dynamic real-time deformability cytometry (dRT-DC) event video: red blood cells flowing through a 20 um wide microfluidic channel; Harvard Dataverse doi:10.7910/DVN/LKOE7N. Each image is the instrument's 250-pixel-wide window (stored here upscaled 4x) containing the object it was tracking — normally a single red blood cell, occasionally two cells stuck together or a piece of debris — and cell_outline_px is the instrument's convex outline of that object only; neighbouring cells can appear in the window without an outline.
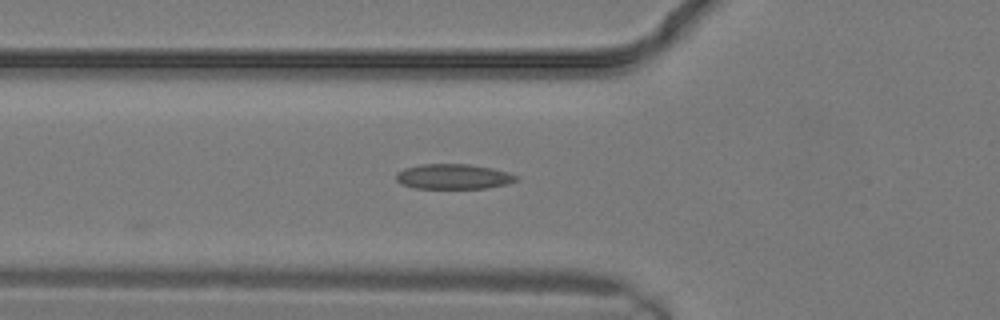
{"species": "common noctule bat (a hibernating species)", "species_latin": "Nyctalus noctula", "temperature_condition": "warm", "stored_images_in_passage": 4, "camera_frame_rate_fps": 3000, "um_per_image_px": 0.085, "animal": {"sex": "male", "body_mass_g": 19.2, "forearm_length_mm": 51.8}, "frame": {"image": 1, "passage_image": 2, "time_ms": 0.333, "image_size_px": [1000, 320], "cell_outline_px": [[520, 176], [516, 180], [504, 184], [488, 188], [416, 188], [400, 184], [396, 180], [396, 172], [404, 168], [420, 164], [468, 164], [492, 168], [508, 172]], "centroid_in_image_um": [38.51, 15.0], "position_along_channel_um": 87.3, "area_um2": 17.57}}
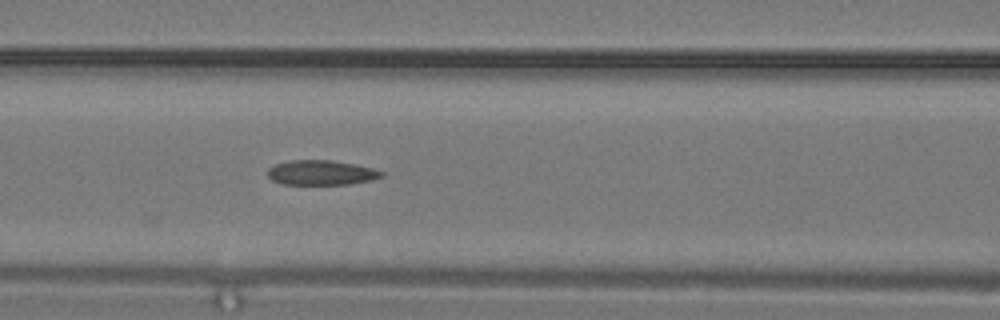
{"frame": {"image": 2, "passage_image": 4, "time_ms": 1.0, "image_size_px": [1000, 320], "cell_outline_px": [[384, 176], [372, 180], [348, 184], [284, 184], [272, 180], [268, 176], [268, 168], [276, 164], [292, 160], [332, 160], [356, 164], [372, 168], [384, 172]], "centroid_in_image_um": [27.33, 14.67], "position_along_channel_um": 139.3, "area_um2": 16.42}}